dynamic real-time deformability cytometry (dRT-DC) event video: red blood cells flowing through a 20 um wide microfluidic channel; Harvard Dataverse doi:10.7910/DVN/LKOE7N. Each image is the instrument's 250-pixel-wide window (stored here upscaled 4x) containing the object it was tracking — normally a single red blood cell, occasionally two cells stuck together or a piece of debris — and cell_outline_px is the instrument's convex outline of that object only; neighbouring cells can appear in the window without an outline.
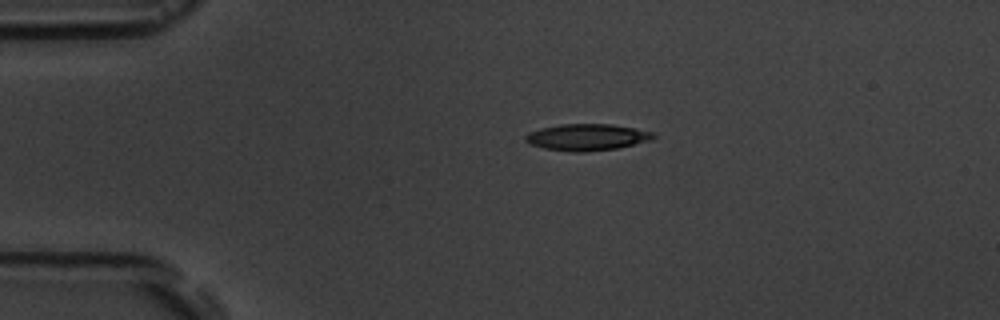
{"species": "common noctule bat (a hibernating species)", "species_latin": "Nyctalus noctula", "temperature_condition": "room temperature", "stored_images_in_passage": 2, "camera_frame_rate_fps": 3000, "um_per_image_px": 0.085, "animal": {"sex": "male", "body_mass_g": 19.5, "forearm_length_mm": 54.6}, "frame": {"image": 1, "passage_image": 1, "time_ms": 0.0, "image_size_px": [1000, 320], "cell_outline_px": [[656, 136], [652, 140], [616, 148], [584, 152], [572, 152], [544, 148], [532, 144], [524, 140], [524, 136], [528, 132], [540, 128], [560, 124], [612, 124], [636, 128], [652, 132]], "centroid_in_image_um": [49.88, 11.65], "position_along_channel_um": 35.1, "area_um2": 19.83}}